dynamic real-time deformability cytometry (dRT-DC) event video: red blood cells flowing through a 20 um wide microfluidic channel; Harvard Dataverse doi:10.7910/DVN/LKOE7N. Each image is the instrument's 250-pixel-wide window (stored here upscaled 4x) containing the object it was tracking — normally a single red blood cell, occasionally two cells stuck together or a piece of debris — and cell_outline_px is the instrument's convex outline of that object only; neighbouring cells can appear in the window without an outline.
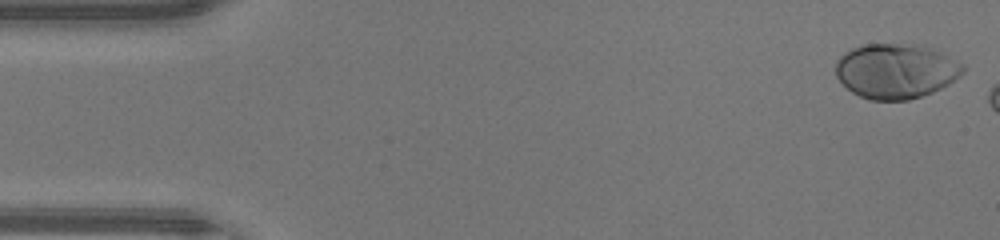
{"species": "human", "species_latin": "Homo sapiens", "temperature_condition": "warm", "stored_images_in_passage": 41, "camera_frame_rate_fps": 3000, "um_per_image_px": 0.085, "donor": {"sex": "male"}, "frame": {"image": 1, "passage_image": 1, "time_ms": 0.0, "image_size_px": [1000, 240], "cell_outline_px": [[964, 72], [960, 76], [948, 84], [932, 92], [908, 100], [868, 100], [852, 92], [836, 76], [836, 60], [844, 52], [852, 48], [864, 44], [920, 44], [932, 48], [964, 64]], "centroid_in_image_um": [76.15, 6.02], "position_along_channel_um": 8.9, "area_um2": 40.75}}
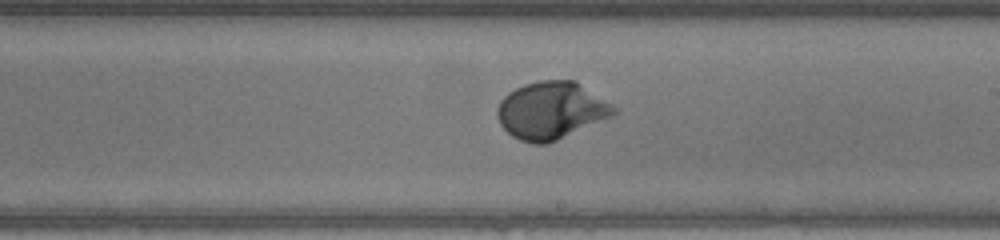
{"frame": {"image": 2, "passage_image": 26, "time_ms": 8.333, "image_size_px": [1000, 240], "cell_outline_px": [[616, 112], [612, 116], [548, 144], [532, 144], [520, 140], [512, 136], [500, 124], [496, 116], [496, 108], [500, 100], [508, 92], [524, 84], [540, 80], [576, 80], [612, 104], [616, 108]], "centroid_in_image_um": [46.82, 9.38], "position_along_channel_um": 242.2, "area_um2": 39.07}}
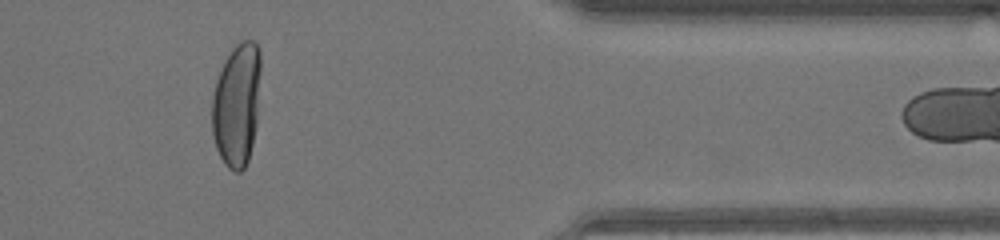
{"frame": {"image": 3, "passage_image": 38, "time_ms": 12.333, "image_size_px": [1000, 240], "cell_outline_px": [[260, 68], [256, 124], [252, 144], [248, 160], [244, 168], [240, 172], [236, 172], [228, 168], [224, 164], [216, 148], [212, 132], [212, 96], [216, 80], [224, 60], [232, 48], [240, 40], [252, 40], [256, 44], [260, 52]], "centroid_in_image_um": [20.11, 8.89], "position_along_channel_um": 391.3, "area_um2": 35.03}, "authors_computed_cell_mechanics": {"area_um2": 37.2232, "velocity_mm_per_s": 4.4219, "shape_relaxation_time_tau1_ms": 2.6176, "shape_relaxation_time_tau2_ms": null, "deformation_change_tau1": 0.2145, "deformation_change_tau2": null}}